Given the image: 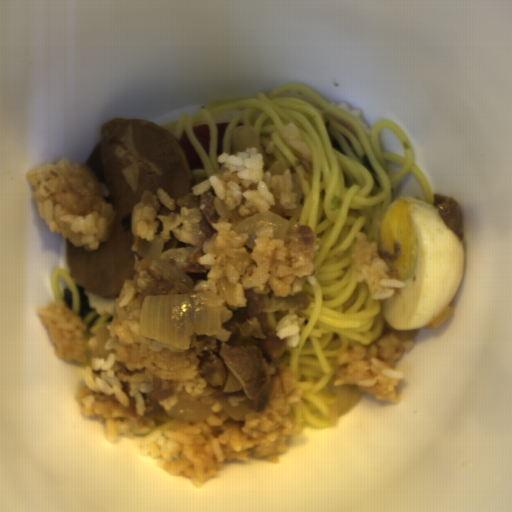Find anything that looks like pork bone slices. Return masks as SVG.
Instances as JSON below:
<instances>
[{"mask_svg":"<svg viewBox=\"0 0 512 512\" xmlns=\"http://www.w3.org/2000/svg\"><path fill=\"white\" fill-rule=\"evenodd\" d=\"M110 195L103 197L117 212L108 241L98 250L85 251L66 238L67 266L72 279L89 292L113 298L120 295L124 281L133 280L135 298L190 294L143 258L135 269L136 251L131 219L137 203L150 204L157 215L171 216L172 210L157 196L162 189L175 201V211L197 208L201 221L194 225V246L165 250L159 259L184 273H207L198 258L202 246L218 233L220 214L216 196L209 192L195 195L197 176L192 171L178 138L153 121L113 118L100 127V141L86 163Z\"/></svg>","mask_w":512,"mask_h":512,"instance_id":"d1f655de","label":"pork bone slices"}]
</instances>
